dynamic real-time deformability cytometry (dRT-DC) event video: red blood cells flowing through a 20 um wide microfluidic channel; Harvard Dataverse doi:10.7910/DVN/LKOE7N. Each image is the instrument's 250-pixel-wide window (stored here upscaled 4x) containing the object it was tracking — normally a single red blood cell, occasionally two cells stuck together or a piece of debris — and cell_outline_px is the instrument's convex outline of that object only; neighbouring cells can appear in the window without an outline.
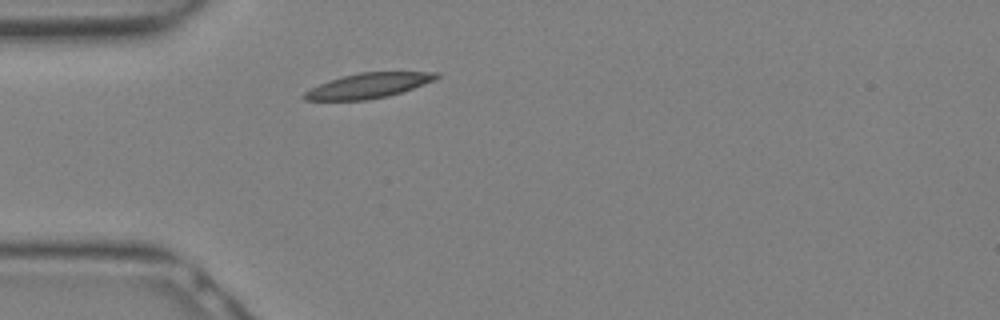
{"species": "Egyptian fruit bat (a non-hibernating species)", "species_latin": "Rousettus aegyptiacus", "temperature_condition": "warm", "stored_images_in_passage": 7, "camera_frame_rate_fps": 3000, "um_per_image_px": 0.085, "animal": {"sex": "female"}, "frame": {"image": 1, "passage_image": 1, "time_ms": 0.0, "image_size_px": [1000, 320], "cell_outline_px": [[440, 76], [432, 80], [412, 88], [388, 96], [364, 100], [304, 100], [300, 96], [304, 92], [320, 84], [344, 76], [360, 72], [440, 72]], "centroid_in_image_um": [31.28, 7.28], "position_along_channel_um": 53.7, "area_um2": 18.84}}
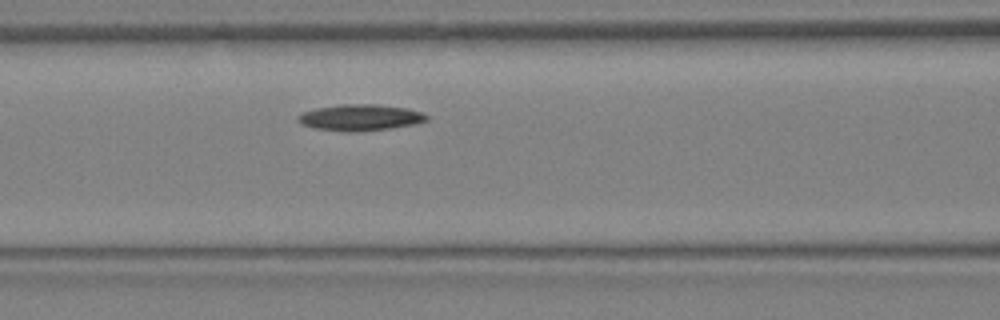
{"frame": {"image": 2, "passage_image": 5, "time_ms": 1.333, "image_size_px": [1000, 320], "cell_outline_px": [[428, 120], [416, 124], [392, 128], [360, 132], [344, 132], [312, 128], [300, 124], [296, 120], [296, 116], [300, 112], [316, 108], [340, 104], [376, 104], [408, 108], [420, 112], [428, 116]], "centroid_in_image_um": [30.56, 10.0], "position_along_channel_um": 136.0, "area_um2": 20.17}}
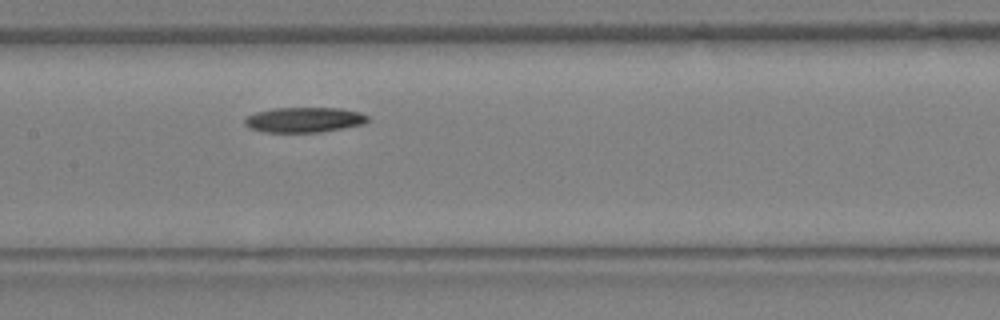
{"frame": {"image": 3, "passage_image": 7, "time_ms": 2.0, "image_size_px": [1000, 320], "cell_outline_px": [[368, 120], [364, 124], [344, 128], [320, 132], [264, 132], [252, 128], [244, 124], [244, 116], [256, 112], [276, 108], [340, 108], [360, 112], [368, 116]], "centroid_in_image_um": [25.85, 10.18], "position_along_channel_um": 181.5, "area_um2": 18.03}}